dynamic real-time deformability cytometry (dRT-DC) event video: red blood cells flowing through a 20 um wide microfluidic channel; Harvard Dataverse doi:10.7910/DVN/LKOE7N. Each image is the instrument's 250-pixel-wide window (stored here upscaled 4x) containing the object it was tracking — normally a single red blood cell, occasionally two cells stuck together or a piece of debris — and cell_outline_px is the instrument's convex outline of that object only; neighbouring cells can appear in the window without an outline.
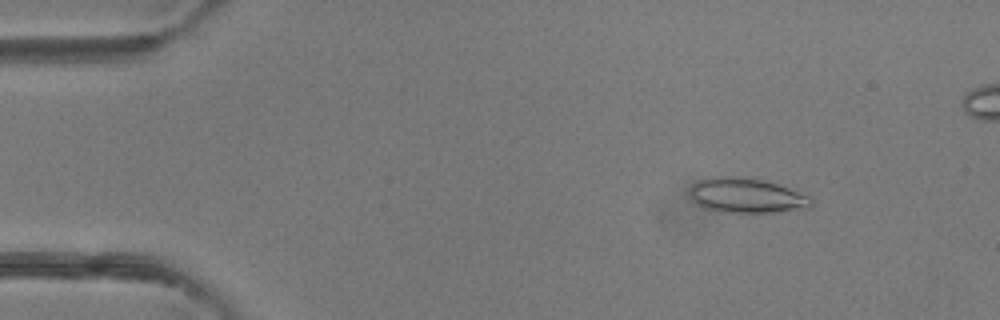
{"species": "common noctule bat (a hibernating species)", "species_latin": "Nyctalus noctula", "temperature_condition": "room temperature", "stored_images_in_passage": 48, "camera_frame_rate_fps": 3000, "um_per_image_px": 0.085, "animal": {"sex": "female"}, "frame": {"image": 1, "passage_image": 7, "time_ms": 2.0, "image_size_px": [1000, 320], "cell_outline_px": [[812, 204], [808, 208], [776, 212], [720, 212], [704, 208], [696, 204], [692, 200], [688, 192], [692, 184], [696, 180], [712, 176], [736, 176], [764, 180], [812, 196]], "centroid_in_image_um": [63.4, 16.61], "position_along_channel_um": 21.6, "area_um2": 24.97}}
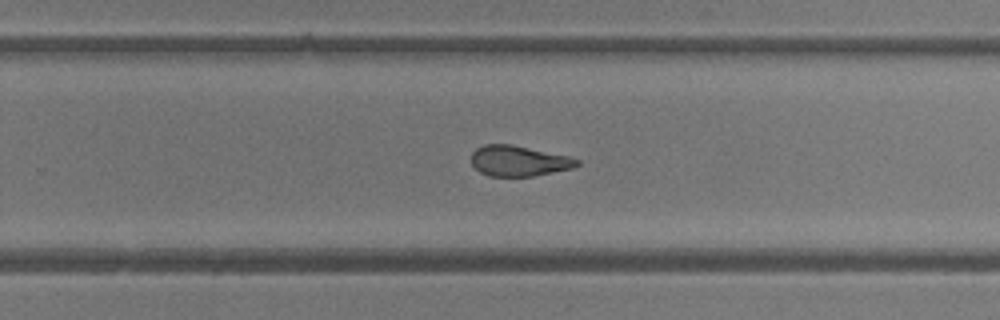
{"frame": {"image": 2, "passage_image": 32, "time_ms": 10.333, "image_size_px": [1000, 320], "cell_outline_px": [[580, 164], [572, 168], [532, 176], [488, 176], [480, 172], [472, 164], [472, 152], [476, 148], [484, 144], [512, 144], [568, 156], [580, 160]], "centroid_in_image_um": [44.08, 13.67], "position_along_channel_um": 285.7, "area_um2": 18.73}}
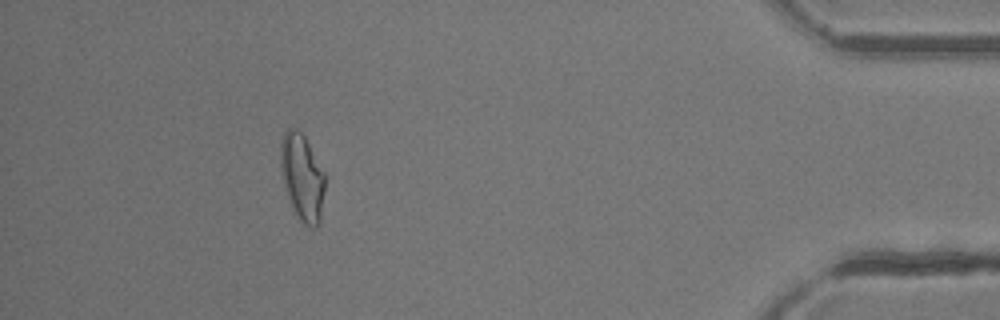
{"frame": {"image": 3, "passage_image": 45, "time_ms": 14.667, "image_size_px": [1000, 320], "cell_outline_px": [[324, 192], [320, 224], [316, 228], [312, 228], [304, 224], [300, 220], [292, 208], [284, 188], [280, 172], [280, 144], [284, 132], [288, 128], [296, 128], [304, 136], [324, 172]], "centroid_in_image_um": [25.66, 15.09], "position_along_channel_um": 409.5, "area_um2": 22.6}, "authors_computed_cell_mechanics": {"area_um2": 20.9814, "velocity_mm_per_s": 4.2067, "shape_relaxation_time_tau1_ms": null, "shape_relaxation_time_tau2_ms": 1.452, "deformation_change_tau1": null, "deformation_change_tau2": 0.0958}}